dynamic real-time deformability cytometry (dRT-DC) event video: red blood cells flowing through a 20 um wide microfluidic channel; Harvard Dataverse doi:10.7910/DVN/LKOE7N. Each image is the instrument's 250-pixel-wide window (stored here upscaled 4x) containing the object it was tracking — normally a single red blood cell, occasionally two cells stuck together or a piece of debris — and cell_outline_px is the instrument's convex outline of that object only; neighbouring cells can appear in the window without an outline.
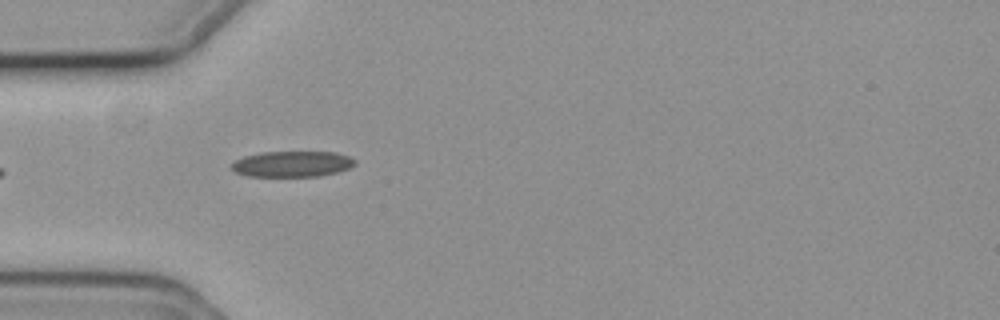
{"species": "common noctule bat (a hibernating species)", "species_latin": "Nyctalus noctula", "temperature_condition": "cold", "stored_images_in_passage": 24, "camera_frame_rate_fps": 3000, "um_per_image_px": 0.085, "animal": {"sex": "female", "body_mass_g": 19.3, "forearm_length_mm": 54.1}, "frame": {"image": 1, "passage_image": 1, "time_ms": 0.0, "image_size_px": [1000, 320], "cell_outline_px": [[356, 164], [348, 168], [336, 172], [320, 176], [248, 176], [236, 172], [232, 168], [232, 164], [236, 160], [244, 156], [260, 152], [336, 152], [348, 156], [356, 160]], "centroid_in_image_um": [24.85, 13.93], "position_along_channel_um": 60.1, "area_um2": 18.44}, "authors_computed_cell_mechanics": {"area_um2": 17.8024, "velocity_mm_per_s": 3.7027, "shape_relaxation_time_tau1_ms": 10.9794, "shape_relaxation_time_tau2_ms": null, "deformation_change_tau1": 0.1282, "deformation_change_tau2": null}}